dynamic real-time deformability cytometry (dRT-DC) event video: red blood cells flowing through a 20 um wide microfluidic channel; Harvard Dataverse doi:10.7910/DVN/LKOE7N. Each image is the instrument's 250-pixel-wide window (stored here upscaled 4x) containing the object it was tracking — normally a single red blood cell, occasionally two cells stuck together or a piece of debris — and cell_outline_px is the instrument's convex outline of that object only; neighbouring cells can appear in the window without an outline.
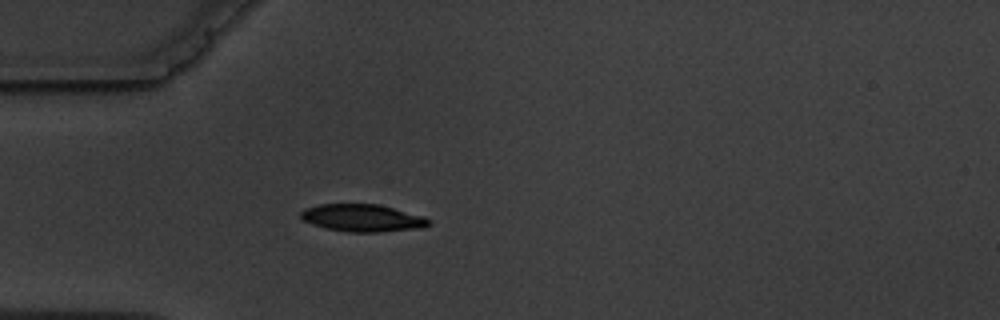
{"species": "common noctule bat (a hibernating species)", "species_latin": "Nyctalus noctula", "temperature_condition": "warm", "stored_images_in_passage": 4, "camera_frame_rate_fps": 3000, "um_per_image_px": 0.085, "animal": {"sex": "male", "body_mass_g": 19.5, "forearm_length_mm": 54.6}, "frame": {"image": 1, "passage_image": 4, "time_ms": 3.333, "image_size_px": [1000, 320], "cell_outline_px": [[432, 224], [424, 228], [380, 232], [348, 232], [324, 228], [312, 224], [304, 220], [300, 216], [300, 212], [304, 208], [320, 204], [376, 204], [424, 216], [432, 220]], "centroid_in_image_um": [30.84, 18.54], "position_along_channel_um": 54.2, "area_um2": 20.58}}